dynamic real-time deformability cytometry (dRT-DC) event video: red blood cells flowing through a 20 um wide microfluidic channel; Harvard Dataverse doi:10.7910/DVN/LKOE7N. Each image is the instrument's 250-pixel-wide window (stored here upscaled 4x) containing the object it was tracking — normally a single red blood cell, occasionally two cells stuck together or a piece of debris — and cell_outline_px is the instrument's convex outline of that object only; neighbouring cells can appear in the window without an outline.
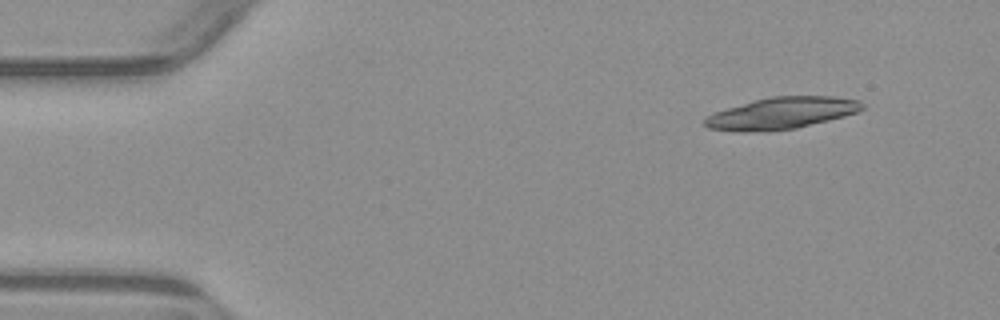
{"species": "common noctule bat (a hibernating species)", "species_latin": "Nyctalus noctula", "temperature_condition": "warm", "stored_images_in_passage": 6, "camera_frame_rate_fps": 3000, "um_per_image_px": 0.085, "animal": {"sex": "male", "body_mass_g": 23.1, "forearm_length_mm": 52.7}, "frame": {"image": 1, "passage_image": 1, "time_ms": 0.0, "image_size_px": [1000, 320], "cell_outline_px": [[864, 108], [856, 112], [844, 116], [796, 128], [768, 132], [736, 132], [708, 128], [704, 124], [704, 120], [708, 116], [716, 112], [752, 100], [772, 96], [832, 96], [860, 100], [864, 104]], "centroid_in_image_um": [66.43, 9.63], "position_along_channel_um": 18.6, "area_um2": 29.19}}
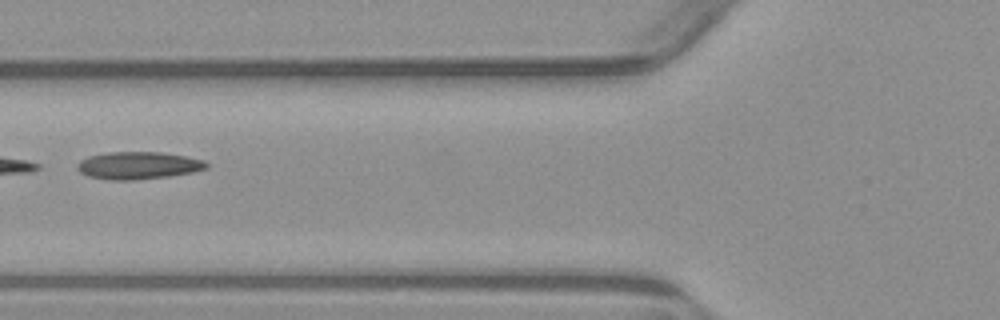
{"frame": {"image": 2, "passage_image": 5, "time_ms": 5.0, "image_size_px": [1000, 320], "cell_outline_px": [[208, 168], [192, 172], [168, 176], [136, 180], [108, 180], [88, 176], [80, 172], [76, 168], [76, 164], [80, 160], [88, 156], [108, 152], [160, 152], [184, 156], [204, 160], [208, 164]], "centroid_in_image_um": [11.71, 14.06], "position_along_channel_um": 114.1, "area_um2": 20.69}}
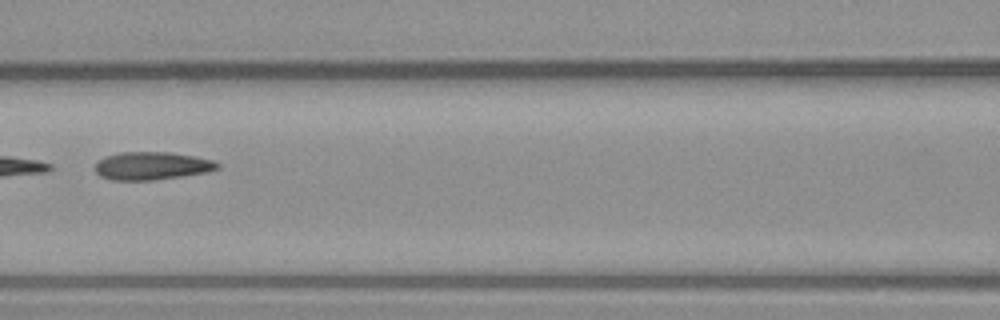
{"frame": {"image": 3, "passage_image": 6, "time_ms": 6.0, "image_size_px": [1000, 320], "cell_outline_px": [[220, 168], [208, 172], [152, 180], [112, 180], [100, 176], [96, 172], [96, 164], [104, 156], [120, 152], [168, 152], [196, 156], [212, 160], [220, 164]], "centroid_in_image_um": [12.92, 14.09], "position_along_channel_um": 153.7, "area_um2": 19.88}}